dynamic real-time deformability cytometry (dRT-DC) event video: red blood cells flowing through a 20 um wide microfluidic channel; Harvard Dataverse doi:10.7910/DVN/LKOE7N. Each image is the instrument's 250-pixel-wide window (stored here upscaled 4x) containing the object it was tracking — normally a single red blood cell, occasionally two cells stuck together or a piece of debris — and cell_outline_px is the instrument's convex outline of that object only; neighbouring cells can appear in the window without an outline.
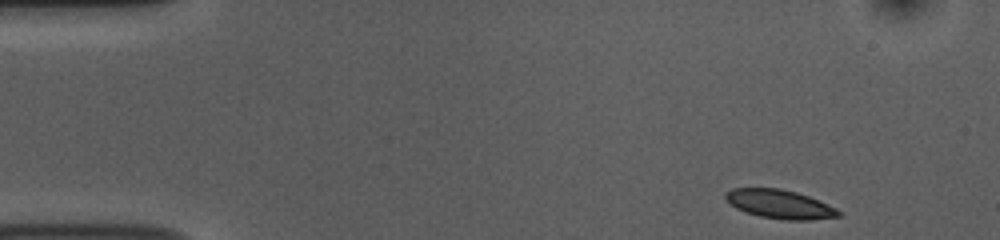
{"species": "common noctule bat (a hibernating species)", "species_latin": "Nyctalus noctula", "temperature_condition": "room temperature", "stored_images_in_passage": 49, "camera_frame_rate_fps": 3000, "um_per_image_px": 0.085, "animal": {"sex": "female", "body_mass_g": 10.0, "forearm_length_mm": 53.1}, "frame": {"image": 1, "passage_image": 1, "time_ms": 0.0, "image_size_px": [1000, 240], "cell_outline_px": [[844, 212], [840, 216], [808, 220], [784, 220], [760, 216], [744, 212], [736, 208], [724, 196], [724, 192], [732, 188], [780, 188], [796, 192], [808, 196], [836, 208]], "centroid_in_image_um": [66.28, 17.35], "position_along_channel_um": 18.7, "area_um2": 18.96}}
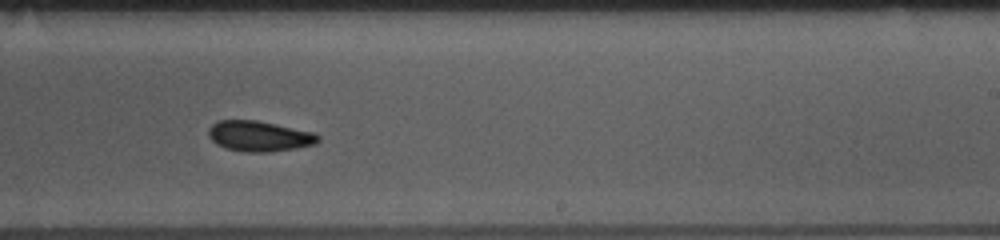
{"frame": {"image": 2, "passage_image": 28, "time_ms": 9.0, "image_size_px": [1000, 240], "cell_outline_px": [[320, 140], [316, 144], [296, 148], [268, 152], [244, 152], [224, 148], [216, 144], [208, 136], [208, 128], [216, 120], [256, 120], [276, 124], [312, 132], [320, 136]], "centroid_in_image_um": [22.0, 11.57], "position_along_channel_um": 267.0, "area_um2": 19.59}}
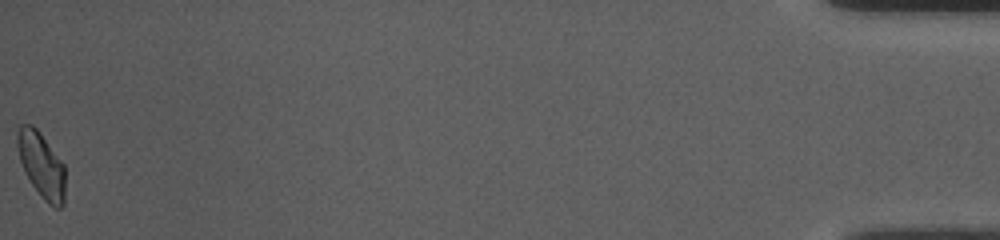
{"frame": {"image": 3, "passage_image": 49, "time_ms": 16.0, "image_size_px": [1000, 240], "cell_outline_px": [[64, 204], [60, 208], [56, 208], [48, 204], [44, 200], [32, 184], [24, 172], [20, 160], [16, 144], [16, 136], [20, 124], [32, 124], [40, 132], [64, 164]], "centroid_in_image_um": [3.51, 14.01], "position_along_channel_um": 431.7, "area_um2": 18.26}, "authors_computed_cell_mechanics": {"area_um2": 19.0162, "velocity_mm_per_s": 3.7404, "shape_relaxation_time_tau1_ms": 4.2747, "shape_relaxation_time_tau2_ms": null, "deformation_change_tau1": 0.0898, "deformation_change_tau2": null}}